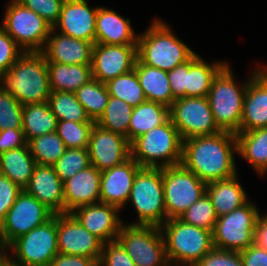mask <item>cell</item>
Masks as SVG:
<instances>
[{
	"mask_svg": "<svg viewBox=\"0 0 267 266\" xmlns=\"http://www.w3.org/2000/svg\"><path fill=\"white\" fill-rule=\"evenodd\" d=\"M235 152L238 153V143L234 133L196 136L183 140L181 164L207 184L238 174Z\"/></svg>",
	"mask_w": 267,
	"mask_h": 266,
	"instance_id": "cell-1",
	"label": "cell"
},
{
	"mask_svg": "<svg viewBox=\"0 0 267 266\" xmlns=\"http://www.w3.org/2000/svg\"><path fill=\"white\" fill-rule=\"evenodd\" d=\"M0 85L23 106L47 102L51 90L45 56L41 52H24L0 76Z\"/></svg>",
	"mask_w": 267,
	"mask_h": 266,
	"instance_id": "cell-2",
	"label": "cell"
},
{
	"mask_svg": "<svg viewBox=\"0 0 267 266\" xmlns=\"http://www.w3.org/2000/svg\"><path fill=\"white\" fill-rule=\"evenodd\" d=\"M168 26L157 19L151 23L145 33L138 35L137 60L140 63L170 71L196 54L173 34Z\"/></svg>",
	"mask_w": 267,
	"mask_h": 266,
	"instance_id": "cell-3",
	"label": "cell"
},
{
	"mask_svg": "<svg viewBox=\"0 0 267 266\" xmlns=\"http://www.w3.org/2000/svg\"><path fill=\"white\" fill-rule=\"evenodd\" d=\"M130 149L131 158L142 168H166L181 164L183 139L169 118L134 139Z\"/></svg>",
	"mask_w": 267,
	"mask_h": 266,
	"instance_id": "cell-4",
	"label": "cell"
},
{
	"mask_svg": "<svg viewBox=\"0 0 267 266\" xmlns=\"http://www.w3.org/2000/svg\"><path fill=\"white\" fill-rule=\"evenodd\" d=\"M170 266H194L213 246L212 231L171 218L161 226ZM178 263V264H177Z\"/></svg>",
	"mask_w": 267,
	"mask_h": 266,
	"instance_id": "cell-5",
	"label": "cell"
},
{
	"mask_svg": "<svg viewBox=\"0 0 267 266\" xmlns=\"http://www.w3.org/2000/svg\"><path fill=\"white\" fill-rule=\"evenodd\" d=\"M226 64L214 77L207 96L214 121L221 131L240 133L245 92L250 79L237 86Z\"/></svg>",
	"mask_w": 267,
	"mask_h": 266,
	"instance_id": "cell-6",
	"label": "cell"
},
{
	"mask_svg": "<svg viewBox=\"0 0 267 266\" xmlns=\"http://www.w3.org/2000/svg\"><path fill=\"white\" fill-rule=\"evenodd\" d=\"M128 201L138 214L130 225L161 226L166 221L162 168H141L133 181Z\"/></svg>",
	"mask_w": 267,
	"mask_h": 266,
	"instance_id": "cell-7",
	"label": "cell"
},
{
	"mask_svg": "<svg viewBox=\"0 0 267 266\" xmlns=\"http://www.w3.org/2000/svg\"><path fill=\"white\" fill-rule=\"evenodd\" d=\"M116 240L136 266H170L159 226L123 224Z\"/></svg>",
	"mask_w": 267,
	"mask_h": 266,
	"instance_id": "cell-8",
	"label": "cell"
},
{
	"mask_svg": "<svg viewBox=\"0 0 267 266\" xmlns=\"http://www.w3.org/2000/svg\"><path fill=\"white\" fill-rule=\"evenodd\" d=\"M12 248L16 259L8 255ZM5 254L20 266H49L59 254L57 244V214L44 224L15 239Z\"/></svg>",
	"mask_w": 267,
	"mask_h": 266,
	"instance_id": "cell-9",
	"label": "cell"
},
{
	"mask_svg": "<svg viewBox=\"0 0 267 266\" xmlns=\"http://www.w3.org/2000/svg\"><path fill=\"white\" fill-rule=\"evenodd\" d=\"M1 27L24 52H41L52 26L29 8L12 0L6 10Z\"/></svg>",
	"mask_w": 267,
	"mask_h": 266,
	"instance_id": "cell-10",
	"label": "cell"
},
{
	"mask_svg": "<svg viewBox=\"0 0 267 266\" xmlns=\"http://www.w3.org/2000/svg\"><path fill=\"white\" fill-rule=\"evenodd\" d=\"M166 221L179 218L206 193V183L182 164L162 168Z\"/></svg>",
	"mask_w": 267,
	"mask_h": 266,
	"instance_id": "cell-11",
	"label": "cell"
},
{
	"mask_svg": "<svg viewBox=\"0 0 267 266\" xmlns=\"http://www.w3.org/2000/svg\"><path fill=\"white\" fill-rule=\"evenodd\" d=\"M258 216V208L248 201L230 213L218 217L212 232L213 246L238 252L247 249L254 243Z\"/></svg>",
	"mask_w": 267,
	"mask_h": 266,
	"instance_id": "cell-12",
	"label": "cell"
},
{
	"mask_svg": "<svg viewBox=\"0 0 267 266\" xmlns=\"http://www.w3.org/2000/svg\"><path fill=\"white\" fill-rule=\"evenodd\" d=\"M54 215L34 196L23 190L0 225V249L5 251L15 239L44 224Z\"/></svg>",
	"mask_w": 267,
	"mask_h": 266,
	"instance_id": "cell-13",
	"label": "cell"
},
{
	"mask_svg": "<svg viewBox=\"0 0 267 266\" xmlns=\"http://www.w3.org/2000/svg\"><path fill=\"white\" fill-rule=\"evenodd\" d=\"M169 116L183 140L220 133L207 97H183L169 107Z\"/></svg>",
	"mask_w": 267,
	"mask_h": 266,
	"instance_id": "cell-14",
	"label": "cell"
},
{
	"mask_svg": "<svg viewBox=\"0 0 267 266\" xmlns=\"http://www.w3.org/2000/svg\"><path fill=\"white\" fill-rule=\"evenodd\" d=\"M137 45H93L91 70L93 79L102 83L126 74L134 69Z\"/></svg>",
	"mask_w": 267,
	"mask_h": 266,
	"instance_id": "cell-15",
	"label": "cell"
},
{
	"mask_svg": "<svg viewBox=\"0 0 267 266\" xmlns=\"http://www.w3.org/2000/svg\"><path fill=\"white\" fill-rule=\"evenodd\" d=\"M57 244L61 254L78 255L100 261L103 243L70 213L57 214Z\"/></svg>",
	"mask_w": 267,
	"mask_h": 266,
	"instance_id": "cell-16",
	"label": "cell"
},
{
	"mask_svg": "<svg viewBox=\"0 0 267 266\" xmlns=\"http://www.w3.org/2000/svg\"><path fill=\"white\" fill-rule=\"evenodd\" d=\"M91 165L99 171L122 164L131 157L130 142L120 134L94 124L89 140Z\"/></svg>",
	"mask_w": 267,
	"mask_h": 266,
	"instance_id": "cell-17",
	"label": "cell"
},
{
	"mask_svg": "<svg viewBox=\"0 0 267 266\" xmlns=\"http://www.w3.org/2000/svg\"><path fill=\"white\" fill-rule=\"evenodd\" d=\"M118 210L113 205L98 202L78 207L70 214L104 244L115 241L124 224Z\"/></svg>",
	"mask_w": 267,
	"mask_h": 266,
	"instance_id": "cell-18",
	"label": "cell"
},
{
	"mask_svg": "<svg viewBox=\"0 0 267 266\" xmlns=\"http://www.w3.org/2000/svg\"><path fill=\"white\" fill-rule=\"evenodd\" d=\"M97 10L98 7L89 8L87 0H65L52 28L55 31L60 28L61 34L95 44Z\"/></svg>",
	"mask_w": 267,
	"mask_h": 266,
	"instance_id": "cell-19",
	"label": "cell"
},
{
	"mask_svg": "<svg viewBox=\"0 0 267 266\" xmlns=\"http://www.w3.org/2000/svg\"><path fill=\"white\" fill-rule=\"evenodd\" d=\"M141 168L130 157L120 165L101 171L100 202L121 210L128 202L134 178Z\"/></svg>",
	"mask_w": 267,
	"mask_h": 266,
	"instance_id": "cell-20",
	"label": "cell"
},
{
	"mask_svg": "<svg viewBox=\"0 0 267 266\" xmlns=\"http://www.w3.org/2000/svg\"><path fill=\"white\" fill-rule=\"evenodd\" d=\"M267 127V67L259 66L245 92L240 132Z\"/></svg>",
	"mask_w": 267,
	"mask_h": 266,
	"instance_id": "cell-21",
	"label": "cell"
},
{
	"mask_svg": "<svg viewBox=\"0 0 267 266\" xmlns=\"http://www.w3.org/2000/svg\"><path fill=\"white\" fill-rule=\"evenodd\" d=\"M24 191L34 196L55 215L65 213L63 182L53 166L36 164Z\"/></svg>",
	"mask_w": 267,
	"mask_h": 266,
	"instance_id": "cell-22",
	"label": "cell"
},
{
	"mask_svg": "<svg viewBox=\"0 0 267 266\" xmlns=\"http://www.w3.org/2000/svg\"><path fill=\"white\" fill-rule=\"evenodd\" d=\"M51 28L41 51L47 62L91 65L93 43L64 34H55ZM54 33V35H53Z\"/></svg>",
	"mask_w": 267,
	"mask_h": 266,
	"instance_id": "cell-23",
	"label": "cell"
},
{
	"mask_svg": "<svg viewBox=\"0 0 267 266\" xmlns=\"http://www.w3.org/2000/svg\"><path fill=\"white\" fill-rule=\"evenodd\" d=\"M101 171L90 165L63 182L65 213L100 202Z\"/></svg>",
	"mask_w": 267,
	"mask_h": 266,
	"instance_id": "cell-24",
	"label": "cell"
},
{
	"mask_svg": "<svg viewBox=\"0 0 267 266\" xmlns=\"http://www.w3.org/2000/svg\"><path fill=\"white\" fill-rule=\"evenodd\" d=\"M95 26L97 44L137 45L138 35L131 27L129 18H123L114 10L98 7Z\"/></svg>",
	"mask_w": 267,
	"mask_h": 266,
	"instance_id": "cell-25",
	"label": "cell"
},
{
	"mask_svg": "<svg viewBox=\"0 0 267 266\" xmlns=\"http://www.w3.org/2000/svg\"><path fill=\"white\" fill-rule=\"evenodd\" d=\"M206 193L217 217L226 215L249 201L246 191L238 182V174L229 179L207 183Z\"/></svg>",
	"mask_w": 267,
	"mask_h": 266,
	"instance_id": "cell-26",
	"label": "cell"
},
{
	"mask_svg": "<svg viewBox=\"0 0 267 266\" xmlns=\"http://www.w3.org/2000/svg\"><path fill=\"white\" fill-rule=\"evenodd\" d=\"M134 70L139 84L144 90L146 100L158 102L170 107L173 102V94L168 81L167 71L135 62Z\"/></svg>",
	"mask_w": 267,
	"mask_h": 266,
	"instance_id": "cell-27",
	"label": "cell"
},
{
	"mask_svg": "<svg viewBox=\"0 0 267 266\" xmlns=\"http://www.w3.org/2000/svg\"><path fill=\"white\" fill-rule=\"evenodd\" d=\"M51 91L75 92L92 77L91 65L47 62Z\"/></svg>",
	"mask_w": 267,
	"mask_h": 266,
	"instance_id": "cell-28",
	"label": "cell"
},
{
	"mask_svg": "<svg viewBox=\"0 0 267 266\" xmlns=\"http://www.w3.org/2000/svg\"><path fill=\"white\" fill-rule=\"evenodd\" d=\"M35 165L27 144L0 155V174L11 179L23 190L31 179Z\"/></svg>",
	"mask_w": 267,
	"mask_h": 266,
	"instance_id": "cell-29",
	"label": "cell"
},
{
	"mask_svg": "<svg viewBox=\"0 0 267 266\" xmlns=\"http://www.w3.org/2000/svg\"><path fill=\"white\" fill-rule=\"evenodd\" d=\"M169 118V107L146 100L133 108L128 126V141L131 143L138 136L164 124Z\"/></svg>",
	"mask_w": 267,
	"mask_h": 266,
	"instance_id": "cell-30",
	"label": "cell"
},
{
	"mask_svg": "<svg viewBox=\"0 0 267 266\" xmlns=\"http://www.w3.org/2000/svg\"><path fill=\"white\" fill-rule=\"evenodd\" d=\"M238 155L242 156L259 175L267 172V127L236 134Z\"/></svg>",
	"mask_w": 267,
	"mask_h": 266,
	"instance_id": "cell-31",
	"label": "cell"
},
{
	"mask_svg": "<svg viewBox=\"0 0 267 266\" xmlns=\"http://www.w3.org/2000/svg\"><path fill=\"white\" fill-rule=\"evenodd\" d=\"M226 64L211 65L195 54L187 61V97H207L214 77Z\"/></svg>",
	"mask_w": 267,
	"mask_h": 266,
	"instance_id": "cell-32",
	"label": "cell"
},
{
	"mask_svg": "<svg viewBox=\"0 0 267 266\" xmlns=\"http://www.w3.org/2000/svg\"><path fill=\"white\" fill-rule=\"evenodd\" d=\"M57 121L48 102L24 105L22 130L26 142L35 137L56 132Z\"/></svg>",
	"mask_w": 267,
	"mask_h": 266,
	"instance_id": "cell-33",
	"label": "cell"
},
{
	"mask_svg": "<svg viewBox=\"0 0 267 266\" xmlns=\"http://www.w3.org/2000/svg\"><path fill=\"white\" fill-rule=\"evenodd\" d=\"M47 102L58 121L95 123L90 119L73 92L51 91Z\"/></svg>",
	"mask_w": 267,
	"mask_h": 266,
	"instance_id": "cell-34",
	"label": "cell"
},
{
	"mask_svg": "<svg viewBox=\"0 0 267 266\" xmlns=\"http://www.w3.org/2000/svg\"><path fill=\"white\" fill-rule=\"evenodd\" d=\"M74 93L90 119L96 122L109 102L110 95L106 84L99 80L91 79Z\"/></svg>",
	"mask_w": 267,
	"mask_h": 266,
	"instance_id": "cell-35",
	"label": "cell"
},
{
	"mask_svg": "<svg viewBox=\"0 0 267 266\" xmlns=\"http://www.w3.org/2000/svg\"><path fill=\"white\" fill-rule=\"evenodd\" d=\"M132 111L133 107L127 102L110 96L103 114L95 123L105 130L120 134L128 139V126Z\"/></svg>",
	"mask_w": 267,
	"mask_h": 266,
	"instance_id": "cell-36",
	"label": "cell"
},
{
	"mask_svg": "<svg viewBox=\"0 0 267 266\" xmlns=\"http://www.w3.org/2000/svg\"><path fill=\"white\" fill-rule=\"evenodd\" d=\"M36 164L53 166L67 149L56 132L44 134L27 142Z\"/></svg>",
	"mask_w": 267,
	"mask_h": 266,
	"instance_id": "cell-37",
	"label": "cell"
},
{
	"mask_svg": "<svg viewBox=\"0 0 267 266\" xmlns=\"http://www.w3.org/2000/svg\"><path fill=\"white\" fill-rule=\"evenodd\" d=\"M105 84L110 96L127 102L133 108L146 101L144 90L139 84L134 69L109 80Z\"/></svg>",
	"mask_w": 267,
	"mask_h": 266,
	"instance_id": "cell-38",
	"label": "cell"
},
{
	"mask_svg": "<svg viewBox=\"0 0 267 266\" xmlns=\"http://www.w3.org/2000/svg\"><path fill=\"white\" fill-rule=\"evenodd\" d=\"M179 219L185 223L213 232L218 217L210 197L207 193H204L197 202L193 203L179 216Z\"/></svg>",
	"mask_w": 267,
	"mask_h": 266,
	"instance_id": "cell-39",
	"label": "cell"
},
{
	"mask_svg": "<svg viewBox=\"0 0 267 266\" xmlns=\"http://www.w3.org/2000/svg\"><path fill=\"white\" fill-rule=\"evenodd\" d=\"M90 165L88 148H67L53 167L61 181L64 182Z\"/></svg>",
	"mask_w": 267,
	"mask_h": 266,
	"instance_id": "cell-40",
	"label": "cell"
},
{
	"mask_svg": "<svg viewBox=\"0 0 267 266\" xmlns=\"http://www.w3.org/2000/svg\"><path fill=\"white\" fill-rule=\"evenodd\" d=\"M94 124L60 120L57 121L56 133L66 148H88Z\"/></svg>",
	"mask_w": 267,
	"mask_h": 266,
	"instance_id": "cell-41",
	"label": "cell"
},
{
	"mask_svg": "<svg viewBox=\"0 0 267 266\" xmlns=\"http://www.w3.org/2000/svg\"><path fill=\"white\" fill-rule=\"evenodd\" d=\"M23 105L0 85V131L22 128Z\"/></svg>",
	"mask_w": 267,
	"mask_h": 266,
	"instance_id": "cell-42",
	"label": "cell"
},
{
	"mask_svg": "<svg viewBox=\"0 0 267 266\" xmlns=\"http://www.w3.org/2000/svg\"><path fill=\"white\" fill-rule=\"evenodd\" d=\"M46 20L52 27L58 21L65 0H16Z\"/></svg>",
	"mask_w": 267,
	"mask_h": 266,
	"instance_id": "cell-43",
	"label": "cell"
},
{
	"mask_svg": "<svg viewBox=\"0 0 267 266\" xmlns=\"http://www.w3.org/2000/svg\"><path fill=\"white\" fill-rule=\"evenodd\" d=\"M98 266H136L122 245L117 241L104 243Z\"/></svg>",
	"mask_w": 267,
	"mask_h": 266,
	"instance_id": "cell-44",
	"label": "cell"
},
{
	"mask_svg": "<svg viewBox=\"0 0 267 266\" xmlns=\"http://www.w3.org/2000/svg\"><path fill=\"white\" fill-rule=\"evenodd\" d=\"M23 53L24 50L0 26V76L8 71Z\"/></svg>",
	"mask_w": 267,
	"mask_h": 266,
	"instance_id": "cell-45",
	"label": "cell"
},
{
	"mask_svg": "<svg viewBox=\"0 0 267 266\" xmlns=\"http://www.w3.org/2000/svg\"><path fill=\"white\" fill-rule=\"evenodd\" d=\"M194 266H244L238 251L213 248Z\"/></svg>",
	"mask_w": 267,
	"mask_h": 266,
	"instance_id": "cell-46",
	"label": "cell"
},
{
	"mask_svg": "<svg viewBox=\"0 0 267 266\" xmlns=\"http://www.w3.org/2000/svg\"><path fill=\"white\" fill-rule=\"evenodd\" d=\"M22 191L11 179L0 174V225Z\"/></svg>",
	"mask_w": 267,
	"mask_h": 266,
	"instance_id": "cell-47",
	"label": "cell"
},
{
	"mask_svg": "<svg viewBox=\"0 0 267 266\" xmlns=\"http://www.w3.org/2000/svg\"><path fill=\"white\" fill-rule=\"evenodd\" d=\"M173 94V102L176 99L187 97V62L167 71Z\"/></svg>",
	"mask_w": 267,
	"mask_h": 266,
	"instance_id": "cell-48",
	"label": "cell"
},
{
	"mask_svg": "<svg viewBox=\"0 0 267 266\" xmlns=\"http://www.w3.org/2000/svg\"><path fill=\"white\" fill-rule=\"evenodd\" d=\"M26 144L22 128H7L0 131V155L8 150L21 148Z\"/></svg>",
	"mask_w": 267,
	"mask_h": 266,
	"instance_id": "cell-49",
	"label": "cell"
},
{
	"mask_svg": "<svg viewBox=\"0 0 267 266\" xmlns=\"http://www.w3.org/2000/svg\"><path fill=\"white\" fill-rule=\"evenodd\" d=\"M240 256L244 266H267V250L254 243L240 251Z\"/></svg>",
	"mask_w": 267,
	"mask_h": 266,
	"instance_id": "cell-50",
	"label": "cell"
},
{
	"mask_svg": "<svg viewBox=\"0 0 267 266\" xmlns=\"http://www.w3.org/2000/svg\"><path fill=\"white\" fill-rule=\"evenodd\" d=\"M49 266H98V262L90 257L59 253Z\"/></svg>",
	"mask_w": 267,
	"mask_h": 266,
	"instance_id": "cell-51",
	"label": "cell"
},
{
	"mask_svg": "<svg viewBox=\"0 0 267 266\" xmlns=\"http://www.w3.org/2000/svg\"><path fill=\"white\" fill-rule=\"evenodd\" d=\"M254 244L267 250V214L261 216L259 213L254 230Z\"/></svg>",
	"mask_w": 267,
	"mask_h": 266,
	"instance_id": "cell-52",
	"label": "cell"
},
{
	"mask_svg": "<svg viewBox=\"0 0 267 266\" xmlns=\"http://www.w3.org/2000/svg\"><path fill=\"white\" fill-rule=\"evenodd\" d=\"M0 266H20L13 262L6 254L0 259Z\"/></svg>",
	"mask_w": 267,
	"mask_h": 266,
	"instance_id": "cell-53",
	"label": "cell"
},
{
	"mask_svg": "<svg viewBox=\"0 0 267 266\" xmlns=\"http://www.w3.org/2000/svg\"><path fill=\"white\" fill-rule=\"evenodd\" d=\"M5 255V251L0 249V259Z\"/></svg>",
	"mask_w": 267,
	"mask_h": 266,
	"instance_id": "cell-54",
	"label": "cell"
}]
</instances>
